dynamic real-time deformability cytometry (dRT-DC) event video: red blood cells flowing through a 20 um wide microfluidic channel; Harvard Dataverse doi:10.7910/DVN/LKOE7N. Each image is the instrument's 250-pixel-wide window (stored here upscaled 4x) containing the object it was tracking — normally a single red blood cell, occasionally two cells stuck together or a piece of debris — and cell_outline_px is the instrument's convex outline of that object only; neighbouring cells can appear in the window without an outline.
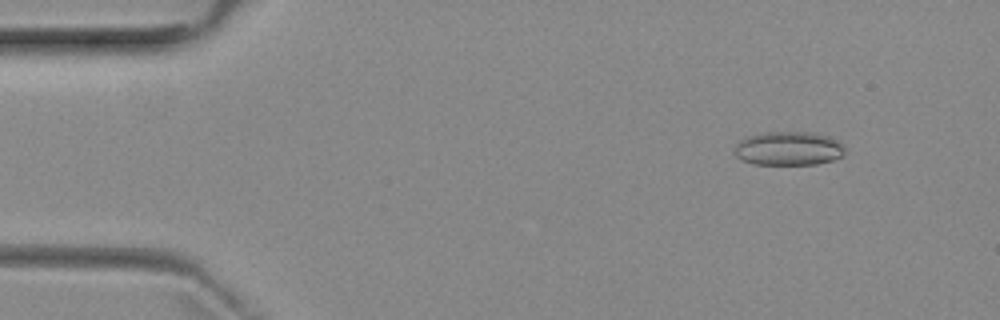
{"species": "common noctule bat (a hibernating species)", "species_latin": "Nyctalus noctula", "temperature_condition": "room temperature", "stored_images_in_passage": 7, "camera_frame_rate_fps": 3000, "um_per_image_px": 0.085, "animal": {"sex": "female", "body_mass_g": 29.2, "forearm_length_mm": 56.3}, "frame": {"image": 1, "passage_image": 2, "time_ms": 1.0, "image_size_px": [1000, 320], "cell_outline_px": [[844, 152], [840, 156], [832, 160], [816, 164], [752, 164], [740, 160], [736, 156], [736, 144], [740, 140], [748, 136], [764, 132], [816, 132], [828, 136], [844, 144]], "centroid_in_image_um": [67.02, 12.61], "position_along_channel_um": 18.0, "area_um2": 21.79}}
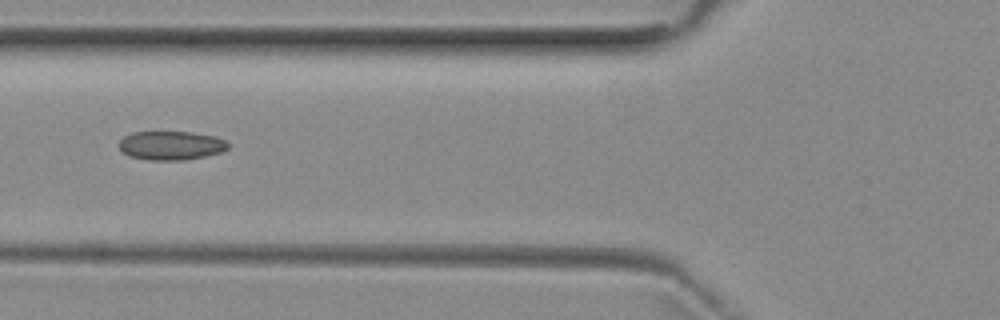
{"frame": {"image": 2, "passage_image": 6, "time_ms": 5.667, "image_size_px": [1000, 320], "cell_outline_px": [[228, 148], [220, 152], [204, 156], [184, 160], [148, 160], [128, 156], [120, 152], [116, 144], [124, 136], [132, 132], [192, 132], [216, 136], [224, 140], [228, 144]], "centroid_in_image_um": [14.46, 12.36], "position_along_channel_um": 111.3, "area_um2": 18.55}}